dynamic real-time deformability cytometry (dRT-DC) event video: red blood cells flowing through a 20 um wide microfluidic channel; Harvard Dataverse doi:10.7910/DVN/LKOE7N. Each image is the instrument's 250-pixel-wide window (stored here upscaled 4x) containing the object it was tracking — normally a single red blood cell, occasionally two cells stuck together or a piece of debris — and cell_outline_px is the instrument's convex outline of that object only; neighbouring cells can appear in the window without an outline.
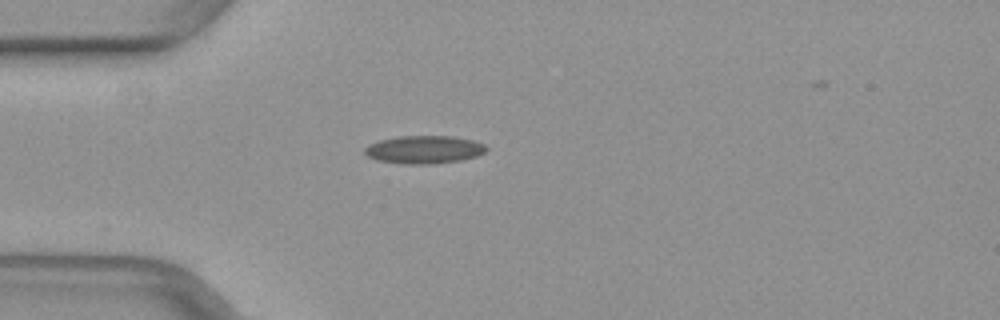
{"species": "common noctule bat (a hibernating species)", "species_latin": "Nyctalus noctula", "temperature_condition": "warm", "stored_images_in_passage": 31, "camera_frame_rate_fps": 3000, "um_per_image_px": 0.085, "animal": {"sex": "female", "body_mass_g": 29.2, "forearm_length_mm": 56.3}, "frame": {"image": 1, "passage_image": 1, "time_ms": 0.0, "image_size_px": [1000, 320], "cell_outline_px": [[488, 148], [484, 152], [476, 156], [460, 160], [432, 164], [404, 164], [376, 160], [368, 156], [364, 152], [364, 148], [368, 144], [380, 140], [400, 136], [452, 136], [472, 140], [484, 144]], "centroid_in_image_um": [36.03, 12.71], "position_along_channel_um": 49.0, "area_um2": 19.77}}
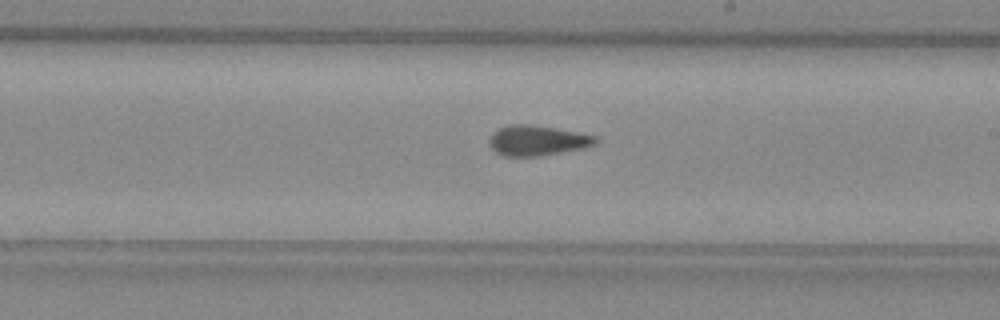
{"frame": {"image": 2, "passage_image": 16, "time_ms": 5.0, "image_size_px": [1000, 320], "cell_outline_px": [[596, 144], [584, 148], [540, 156], [504, 156], [496, 152], [488, 144], [488, 140], [492, 132], [500, 128], [512, 124], [528, 124], [552, 128], [596, 136]], "centroid_in_image_um": [45.62, 11.95], "position_along_channel_um": 243.4, "area_um2": 18.5}}
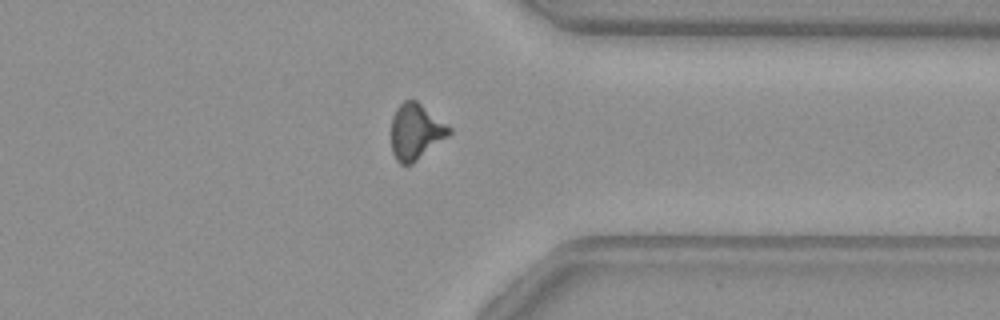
{"frame": {"image": 3, "passage_image": 26, "time_ms": 8.333, "image_size_px": [1000, 320], "cell_outline_px": [[452, 132], [448, 136], [412, 164], [400, 164], [396, 160], [392, 152], [392, 116], [396, 108], [404, 100], [416, 100], [452, 128]], "centroid_in_image_um": [35.34, 11.19], "position_along_channel_um": 376.1, "area_um2": 18.73}}